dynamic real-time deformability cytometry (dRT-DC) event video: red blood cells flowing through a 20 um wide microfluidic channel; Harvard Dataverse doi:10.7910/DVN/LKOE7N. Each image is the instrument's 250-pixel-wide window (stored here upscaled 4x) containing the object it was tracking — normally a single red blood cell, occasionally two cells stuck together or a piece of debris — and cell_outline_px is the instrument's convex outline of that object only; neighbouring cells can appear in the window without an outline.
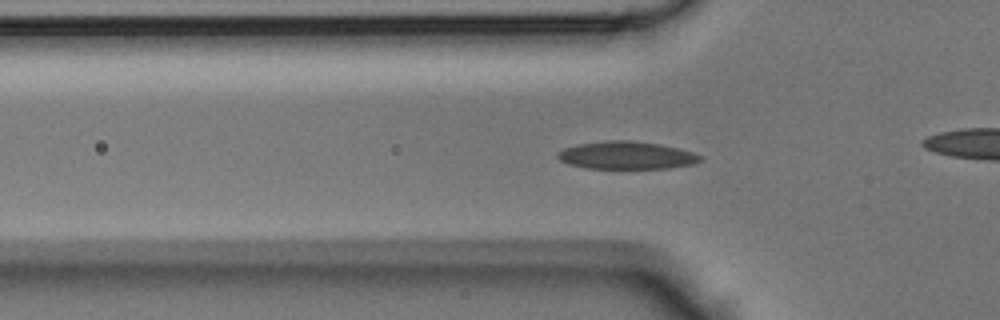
{"species": "Egyptian fruit bat (a non-hibernating species)", "species_latin": "Rousettus aegyptiacus", "temperature_condition": "room temperature", "stored_images_in_passage": 48, "camera_frame_rate_fps": 3000, "um_per_image_px": 0.085, "animal": {"sex": "male"}, "frame": {"image": 1, "passage_image": 15, "time_ms": 4.667, "image_size_px": [1000, 320], "cell_outline_px": [[704, 156], [696, 164], [668, 168], [584, 168], [568, 164], [560, 160], [556, 156], [556, 152], [564, 148], [580, 144], [612, 140], [624, 140], [656, 144], [676, 148], [692, 152]], "centroid_in_image_um": [53.24, 13.22], "position_along_channel_um": 72.6, "area_um2": 22.77}}
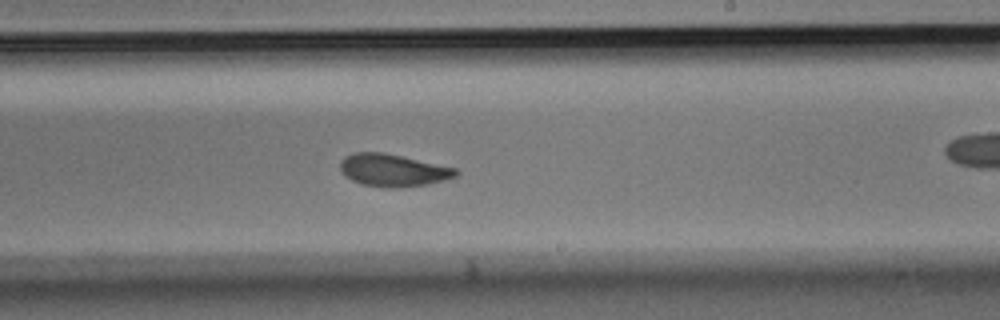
{"frame": {"image": 2, "passage_image": 28, "time_ms": 9.0, "image_size_px": [1000, 320], "cell_outline_px": [[460, 172], [456, 176], [444, 180], [428, 184], [396, 188], [388, 188], [360, 184], [344, 176], [340, 168], [340, 160], [344, 156], [356, 152], [384, 152], [456, 168]], "centroid_in_image_um": [33.38, 14.47], "position_along_channel_um": 255.6, "area_um2": 21.96}}
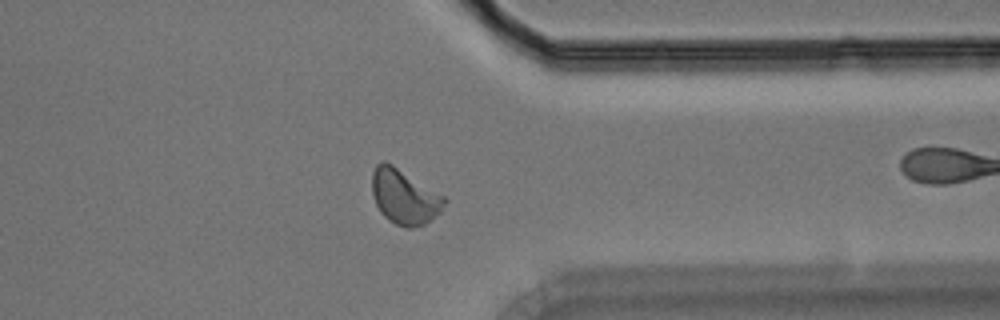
{"frame": {"image": 3, "passage_image": 37, "time_ms": 12.0, "image_size_px": [1000, 320], "cell_outline_px": [[448, 200], [440, 212], [424, 224], [412, 228], [404, 228], [388, 220], [380, 212], [376, 204], [372, 192], [372, 172], [376, 164], [380, 160], [384, 160], [392, 164], [444, 196]], "centroid_in_image_um": [34.35, 16.72], "position_along_channel_um": 377.0, "area_um2": 23.12}}